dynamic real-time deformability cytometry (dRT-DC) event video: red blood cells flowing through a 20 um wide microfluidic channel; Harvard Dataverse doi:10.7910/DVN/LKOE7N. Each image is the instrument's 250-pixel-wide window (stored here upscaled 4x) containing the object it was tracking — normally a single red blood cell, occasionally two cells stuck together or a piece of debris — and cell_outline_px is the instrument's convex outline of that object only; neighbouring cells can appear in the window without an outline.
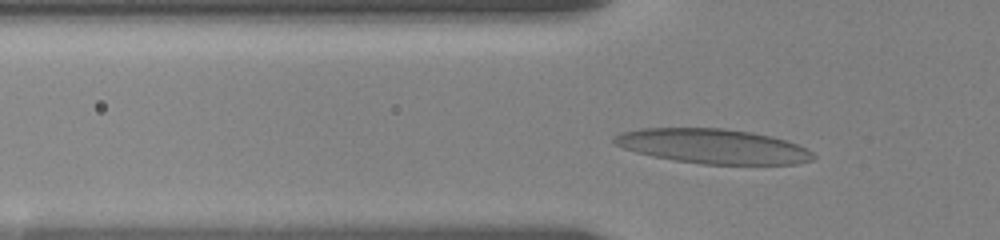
{"species": "human", "species_latin": "Homo sapiens", "temperature_condition": "room temperature", "stored_images_in_passage": 13, "camera_frame_rate_fps": 3000, "um_per_image_px": 0.085, "donor": {"sex": "female"}, "frame": {"image": 1, "passage_image": 2, "time_ms": 0.333, "image_size_px": [1000, 240], "cell_outline_px": [[816, 156], [812, 160], [796, 164], [704, 164], [676, 160], [652, 156], [636, 152], [624, 148], [616, 144], [612, 140], [612, 136], [620, 132], [640, 128], [724, 128], [752, 132], [772, 136], [796, 144], [812, 152]], "centroid_in_image_um": [60.57, 12.42], "position_along_channel_um": 65.2, "area_um2": 40.11}}
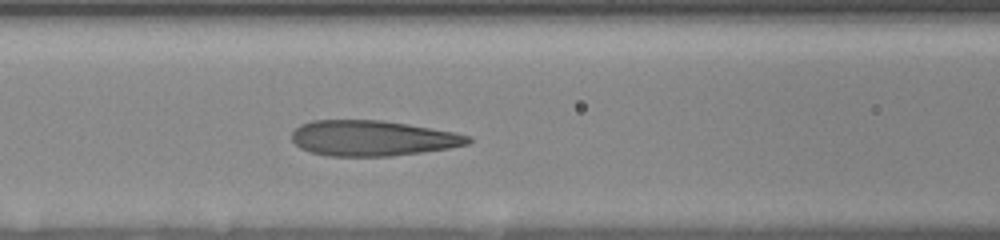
{"frame": {"image": 2, "passage_image": 7, "time_ms": 2.333, "image_size_px": [1000, 240], "cell_outline_px": [[472, 140], [468, 144], [448, 148], [424, 152], [392, 156], [328, 156], [312, 152], [300, 148], [292, 140], [292, 132], [300, 124], [312, 120], [384, 120], [456, 132], [472, 136]], "centroid_in_image_um": [31.68, 11.74], "position_along_channel_um": 134.9, "area_um2": 36.65}}
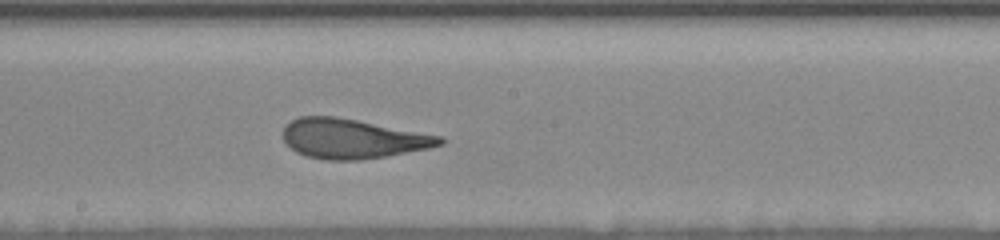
{"frame": {"image": 3, "passage_image": 13, "time_ms": 4.667, "image_size_px": [1000, 240], "cell_outline_px": [[444, 144], [428, 148], [388, 156], [360, 160], [328, 160], [308, 156], [296, 152], [284, 140], [284, 124], [300, 116], [336, 116], [444, 136]], "centroid_in_image_um": [29.99, 11.78], "position_along_channel_um": 218.2, "area_um2": 36.24}}